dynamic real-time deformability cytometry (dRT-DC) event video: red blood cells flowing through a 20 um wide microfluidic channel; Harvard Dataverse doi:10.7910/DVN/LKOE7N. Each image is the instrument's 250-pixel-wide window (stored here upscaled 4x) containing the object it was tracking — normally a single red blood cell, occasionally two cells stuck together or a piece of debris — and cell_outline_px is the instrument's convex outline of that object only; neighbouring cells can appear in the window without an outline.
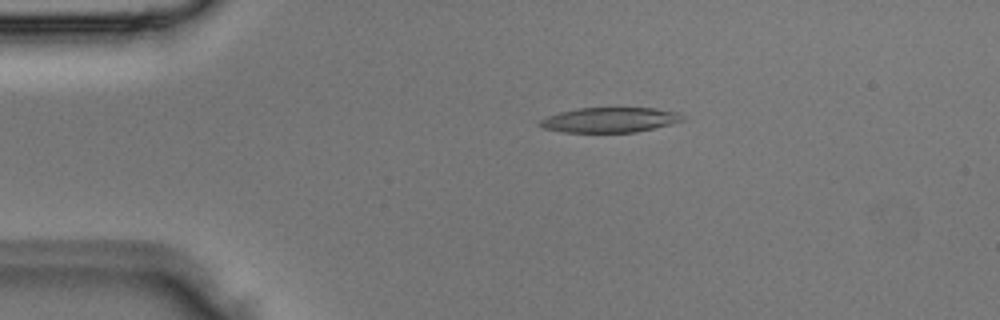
{"species": "Egyptian fruit bat (a non-hibernating species)", "species_latin": "Rousettus aegyptiacus", "temperature_condition": "room temperature", "stored_images_in_passage": 4, "camera_frame_rate_fps": 3000, "um_per_image_px": 0.085, "animal": {"sex": "male"}, "frame": {"image": 1, "passage_image": 3, "time_ms": 0.667, "image_size_px": [1000, 320], "cell_outline_px": [[684, 120], [672, 124], [636, 132], [564, 132], [544, 128], [536, 124], [540, 120], [548, 116], [560, 112], [580, 108], [656, 108], [680, 112], [684, 116]], "centroid_in_image_um": [51.87, 10.19], "position_along_channel_um": 33.1, "area_um2": 20.81}}